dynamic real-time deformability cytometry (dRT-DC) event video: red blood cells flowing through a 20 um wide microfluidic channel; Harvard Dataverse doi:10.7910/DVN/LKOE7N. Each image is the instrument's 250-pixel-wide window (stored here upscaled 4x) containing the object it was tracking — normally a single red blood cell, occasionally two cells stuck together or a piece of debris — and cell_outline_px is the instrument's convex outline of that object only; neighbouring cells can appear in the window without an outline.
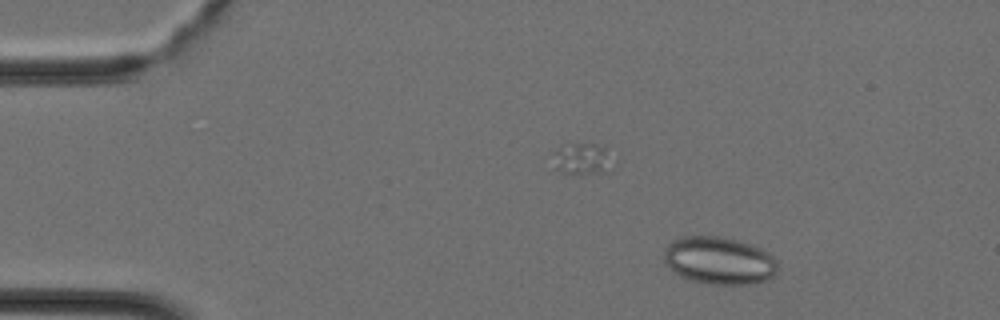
{"species": "Egyptian fruit bat (a non-hibernating species)", "species_latin": "Rousettus aegyptiacus", "temperature_condition": "cold", "stored_images_in_passage": 36, "camera_frame_rate_fps": 3000, "um_per_image_px": 0.085, "animal": {"sex": "female"}, "frame": {"image": 1, "passage_image": 3, "time_ms": 0.667, "image_size_px": [1000, 320], "cell_outline_px": [[780, 264], [776, 272], [768, 280], [752, 284], [708, 284], [692, 280], [680, 276], [672, 272], [664, 260], [664, 248], [672, 240], [680, 236], [720, 236], [752, 244], [768, 252]], "centroid_in_image_um": [61.13, 22.14], "position_along_channel_um": 23.9, "area_um2": 31.91}}
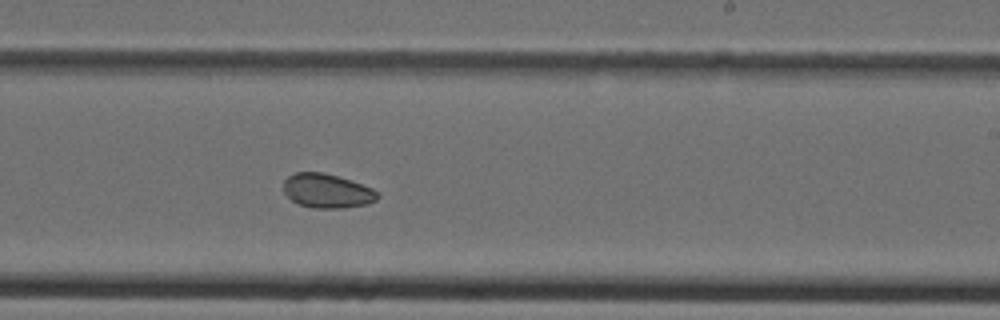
{"frame": {"image": 2, "passage_image": 21, "time_ms": 6.667, "image_size_px": [1000, 320], "cell_outline_px": [[380, 196], [376, 200], [368, 204], [344, 208], [312, 208], [300, 204], [292, 200], [284, 192], [284, 180], [288, 176], [296, 172], [324, 172], [372, 188]], "centroid_in_image_um": [27.79, 16.23], "position_along_channel_um": 261.2, "area_um2": 18.55}}
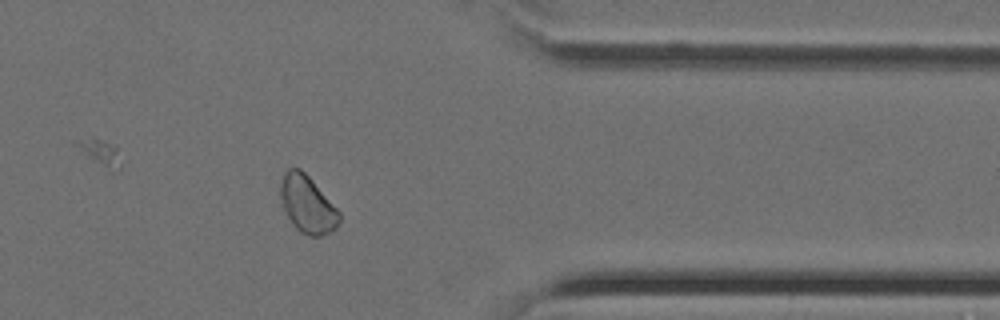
{"frame": {"image": 3, "passage_image": 29, "time_ms": 9.333, "image_size_px": [1000, 320], "cell_outline_px": [[340, 220], [336, 228], [332, 232], [320, 236], [308, 236], [300, 232], [292, 224], [284, 208], [280, 196], [280, 188], [284, 172], [288, 168], [300, 168], [312, 180], [340, 212]], "centroid_in_image_um": [26.14, 17.39], "position_along_channel_um": 385.3, "area_um2": 19.48}}